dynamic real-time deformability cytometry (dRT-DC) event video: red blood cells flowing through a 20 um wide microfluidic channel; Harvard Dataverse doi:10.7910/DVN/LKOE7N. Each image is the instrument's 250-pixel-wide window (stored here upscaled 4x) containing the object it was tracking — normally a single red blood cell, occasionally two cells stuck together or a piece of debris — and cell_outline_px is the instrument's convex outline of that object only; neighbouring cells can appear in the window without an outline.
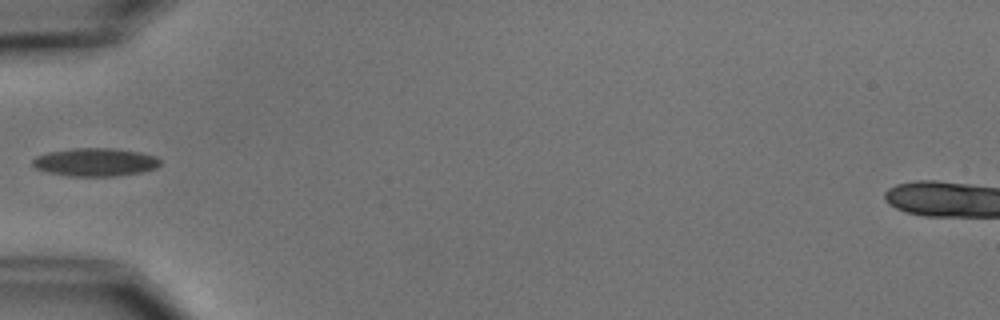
{"species": "common noctule bat (a hibernating species)", "species_latin": "Nyctalus noctula", "temperature_condition": "cold", "stored_images_in_passage": 2, "camera_frame_rate_fps": 3000, "um_per_image_px": 0.085, "animal": {"sex": "male", "body_mass_g": 15.6}, "frame": {"image": 1, "passage_image": 1, "time_ms": 0.0, "image_size_px": [1000, 320], "cell_outline_px": [[160, 164], [156, 168], [140, 172], [116, 176], [68, 176], [48, 172], [36, 168], [32, 164], [32, 160], [36, 156], [48, 152], [72, 148], [116, 148], [140, 152], [156, 156], [160, 160]], "centroid_in_image_um": [8.1, 13.77], "position_along_channel_um": 76.9, "area_um2": 20.98}}